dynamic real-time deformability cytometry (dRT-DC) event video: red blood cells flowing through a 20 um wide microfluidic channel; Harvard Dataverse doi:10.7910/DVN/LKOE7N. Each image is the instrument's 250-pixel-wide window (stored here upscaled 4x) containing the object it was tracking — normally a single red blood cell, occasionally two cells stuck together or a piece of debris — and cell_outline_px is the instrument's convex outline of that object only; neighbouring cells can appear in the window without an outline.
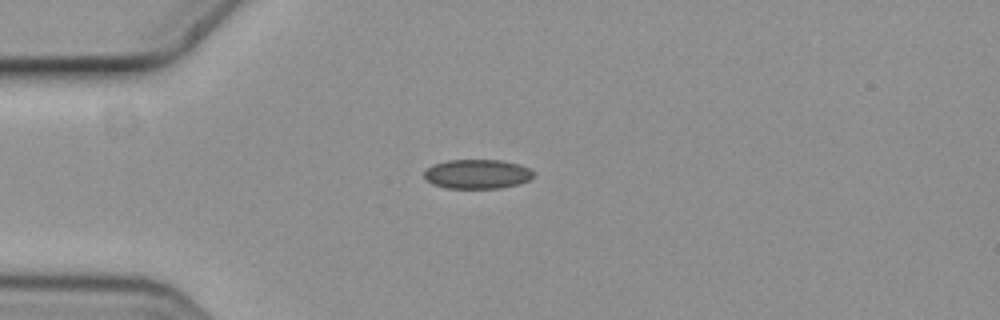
{"species": "common noctule bat (a hibernating species)", "species_latin": "Nyctalus noctula", "temperature_condition": "cold", "stored_images_in_passage": 2, "camera_frame_rate_fps": 3000, "um_per_image_px": 0.085, "animal": {"sex": "female", "body_mass_g": 19.3, "forearm_length_mm": 54.1}, "frame": {"image": 1, "passage_image": 1, "time_ms": 0.0, "image_size_px": [1000, 320], "cell_outline_px": [[536, 176], [520, 184], [500, 188], [448, 188], [432, 184], [424, 176], [424, 172], [432, 164], [448, 160], [504, 160], [520, 164], [528, 168]], "centroid_in_image_um": [40.59, 14.79], "position_along_channel_um": 44.4, "area_um2": 18.79}}